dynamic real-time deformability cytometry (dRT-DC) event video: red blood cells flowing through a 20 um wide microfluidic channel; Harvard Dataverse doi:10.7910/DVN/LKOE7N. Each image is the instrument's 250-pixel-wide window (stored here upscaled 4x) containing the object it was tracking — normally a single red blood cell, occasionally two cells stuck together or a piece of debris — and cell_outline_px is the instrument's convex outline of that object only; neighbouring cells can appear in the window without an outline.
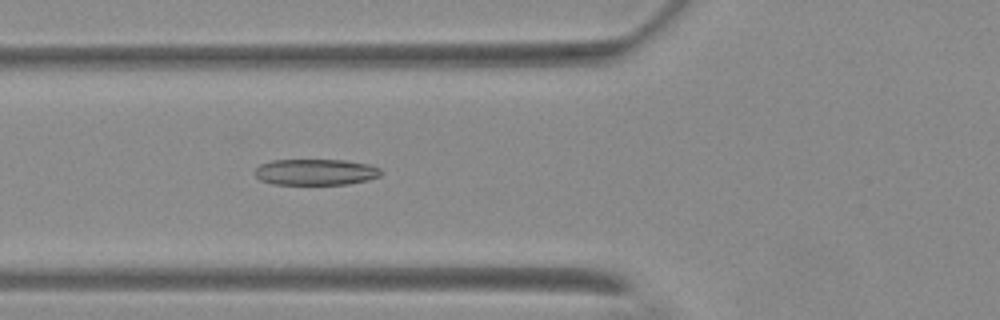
{"species": "Egyptian fruit bat (a non-hibernating species)", "species_latin": "Rousettus aegyptiacus", "temperature_condition": "warm", "stored_images_in_passage": 35, "camera_frame_rate_fps": 3000, "um_per_image_px": 0.085, "animal": {"sex": "female"}, "frame": {"image": 1, "passage_image": 4, "time_ms": 1.0, "image_size_px": [1000, 320], "cell_outline_px": [[380, 176], [368, 180], [348, 184], [272, 184], [260, 180], [256, 176], [256, 168], [260, 164], [272, 160], [344, 160], [368, 164], [380, 168]], "centroid_in_image_um": [26.82, 14.62], "position_along_channel_um": 99.0, "area_um2": 19.13}}
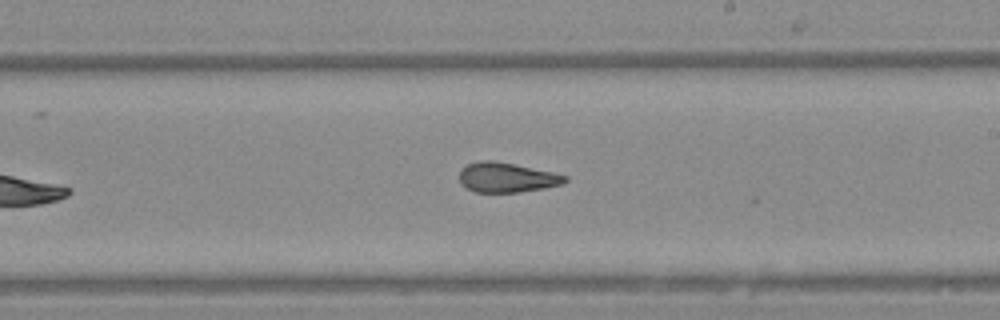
{"frame": {"image": 2, "passage_image": 16, "time_ms": 5.0, "image_size_px": [1000, 320], "cell_outline_px": [[568, 180], [560, 184], [544, 188], [520, 192], [476, 192], [460, 184], [460, 168], [468, 164], [480, 160], [496, 160], [552, 172], [568, 176]], "centroid_in_image_um": [43.05, 15.07], "position_along_channel_um": 246.0, "area_um2": 18.32}}
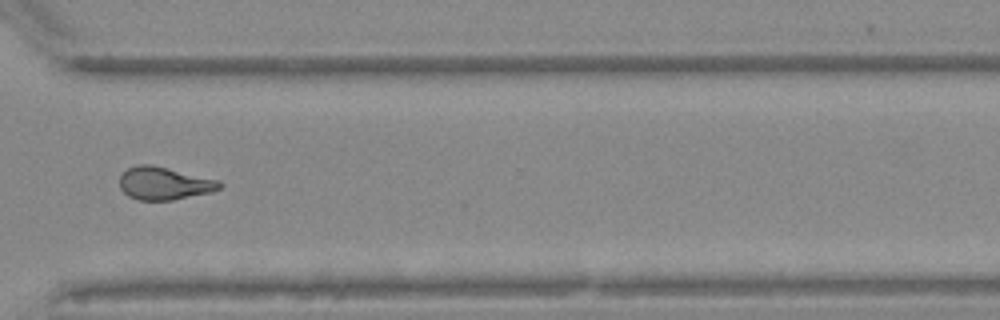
{"frame": {"image": 3, "passage_image": 25, "time_ms": 8.0, "image_size_px": [1000, 320], "cell_outline_px": [[224, 184], [220, 188], [212, 192], [172, 200], [136, 200], [128, 196], [120, 188], [120, 176], [128, 168], [136, 164], [152, 164], [220, 180]], "centroid_in_image_um": [13.97, 15.58], "position_along_channel_um": 356.6, "area_um2": 19.31}, "authors_computed_cell_mechanics": {"area_um2": 19.1896, "velocity_mm_per_s": 3.6764, "shape_relaxation_time_tau1_ms": 8.9048, "shape_relaxation_time_tau2_ms": 1.457, "deformation_change_tau1": 0.2203, "deformation_change_tau2": 0.0954}}